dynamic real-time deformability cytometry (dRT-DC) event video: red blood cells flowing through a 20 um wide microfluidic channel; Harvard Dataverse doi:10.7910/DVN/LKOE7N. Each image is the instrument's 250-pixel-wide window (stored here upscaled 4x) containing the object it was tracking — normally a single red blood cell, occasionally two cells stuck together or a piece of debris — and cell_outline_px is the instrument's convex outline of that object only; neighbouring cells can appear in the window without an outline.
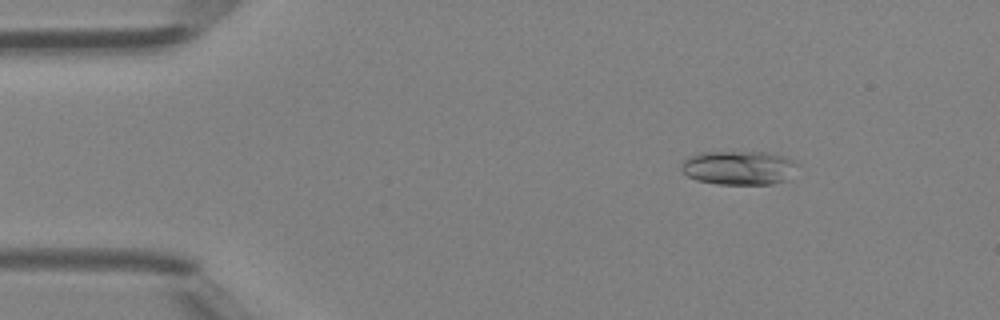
{"species": "Egyptian fruit bat (a non-hibernating species)", "species_latin": "Rousettus aegyptiacus", "temperature_condition": "room temperature", "stored_images_in_passage": 48, "camera_frame_rate_fps": 3000, "um_per_image_px": 0.085, "animal": {"sex": "female"}, "frame": {"image": 1, "passage_image": 7, "time_ms": 2.0, "image_size_px": [1000, 320], "cell_outline_px": [[800, 164], [784, 180], [772, 184], [716, 184], [696, 180], [688, 176], [680, 168], [680, 164], [684, 160], [700, 152], [768, 152], [784, 156]], "centroid_in_image_um": [62.78, 14.25], "position_along_channel_um": 22.2, "area_um2": 22.95}}
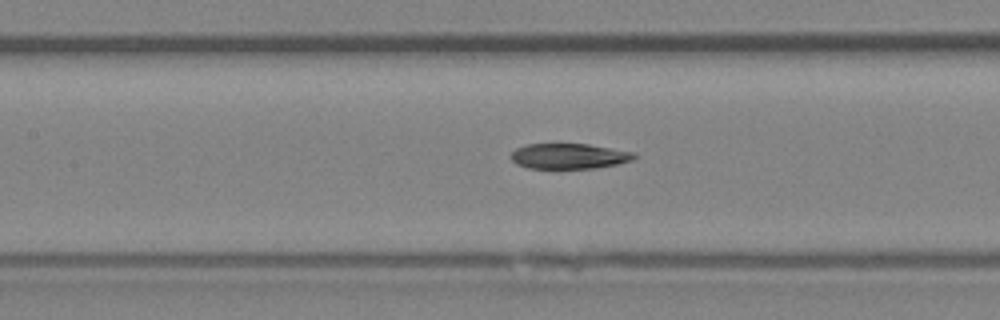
{"frame": {"image": 2, "passage_image": 22, "time_ms": 7.0, "image_size_px": [1000, 320], "cell_outline_px": [[636, 156], [632, 160], [616, 164], [596, 168], [528, 168], [516, 164], [512, 160], [512, 152], [516, 148], [524, 144], [588, 144], [636, 152]], "centroid_in_image_um": [48.37, 13.27], "position_along_channel_um": 159.0, "area_um2": 18.21}}
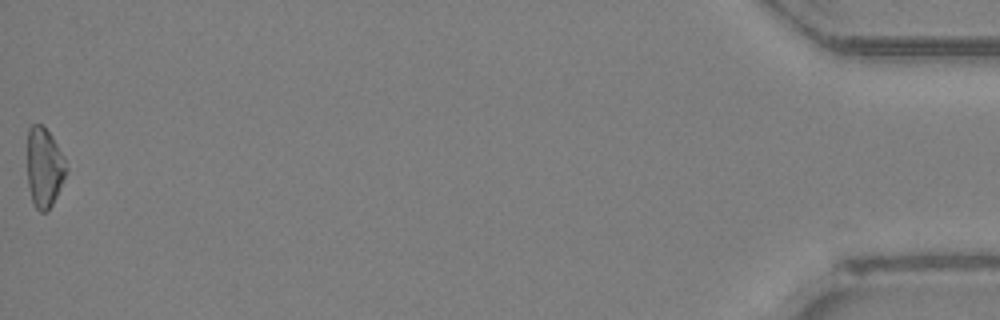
{"frame": {"image": 3, "passage_image": 48, "time_ms": 15.667, "image_size_px": [1000, 320], "cell_outline_px": [[68, 168], [56, 196], [48, 212], [40, 212], [32, 204], [28, 188], [28, 128], [32, 124], [40, 124], [52, 136], [64, 156]], "centroid_in_image_um": [3.75, 14.26], "position_along_channel_um": 431.4, "area_um2": 18.09}}